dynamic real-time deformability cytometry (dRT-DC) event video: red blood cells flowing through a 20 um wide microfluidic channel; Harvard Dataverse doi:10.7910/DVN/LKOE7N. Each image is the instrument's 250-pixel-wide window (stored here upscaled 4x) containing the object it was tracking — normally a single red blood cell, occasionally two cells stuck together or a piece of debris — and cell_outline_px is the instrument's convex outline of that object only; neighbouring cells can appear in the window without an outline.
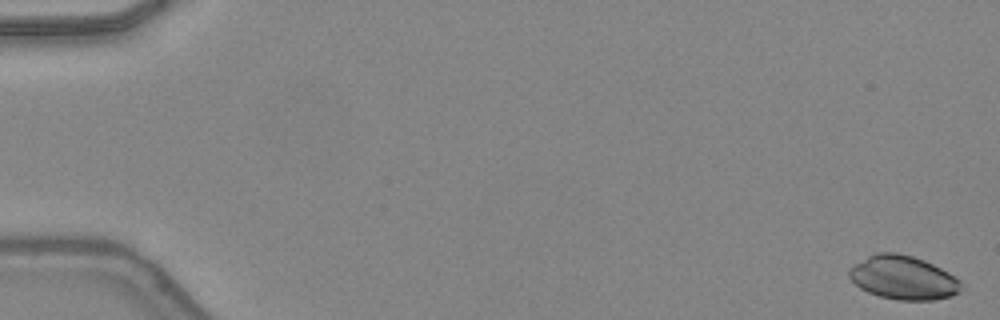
{"species": "common noctule bat (a hibernating species)", "species_latin": "Nyctalus noctula", "temperature_condition": "warm", "stored_images_in_passage": 13, "camera_frame_rate_fps": 3000, "um_per_image_px": 0.085, "animal": {"sex": "female", "body_mass_g": 24.6, "forearm_length_mm": 56.2}, "frame": {"image": 1, "passage_image": 1, "time_ms": 0.0, "image_size_px": [1000, 320], "cell_outline_px": [[964, 288], [960, 292], [936, 300], [896, 300], [880, 296], [868, 292], [860, 288], [848, 276], [848, 272], [856, 264], [868, 256], [876, 252], [896, 252], [912, 256], [924, 260], [948, 272], [960, 280]], "centroid_in_image_um": [76.8, 23.61], "position_along_channel_um": 8.2, "area_um2": 28.44}}
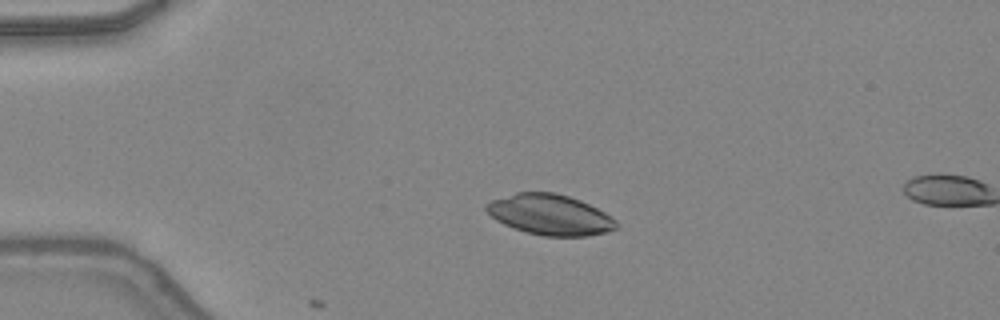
{"frame": {"image": 2, "passage_image": 12, "time_ms": 3.667, "image_size_px": [1000, 320], "cell_outline_px": [[620, 228], [588, 236], [544, 236], [528, 232], [504, 224], [496, 220], [484, 208], [484, 204], [492, 200], [516, 192], [552, 192], [568, 196], [580, 200], [604, 212], [616, 220]], "centroid_in_image_um": [46.75, 18.24], "position_along_channel_um": 38.2, "area_um2": 30.52}}